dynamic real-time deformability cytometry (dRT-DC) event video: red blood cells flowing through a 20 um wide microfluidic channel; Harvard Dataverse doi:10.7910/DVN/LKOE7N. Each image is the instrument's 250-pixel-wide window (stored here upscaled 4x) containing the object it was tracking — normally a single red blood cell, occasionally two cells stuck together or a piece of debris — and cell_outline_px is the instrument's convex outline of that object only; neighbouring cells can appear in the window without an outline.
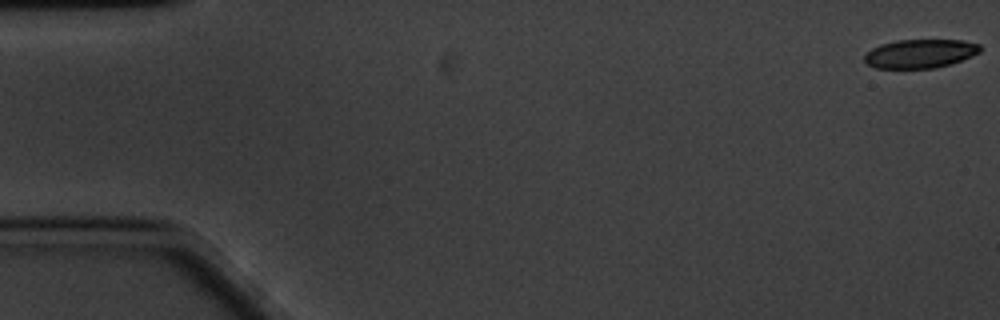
{"species": "common noctule bat (a hibernating species)", "species_latin": "Nyctalus noctula", "temperature_condition": "cold", "stored_images_in_passage": 60, "camera_frame_rate_fps": 3000, "um_per_image_px": 0.085, "animal": {"sex": "male", "body_mass_g": 20.1, "forearm_length_mm": 53.5}, "frame": {"image": 1, "passage_image": 1, "time_ms": 0.0, "image_size_px": [1000, 320], "cell_outline_px": [[980, 52], [972, 56], [936, 68], [876, 68], [868, 64], [864, 60], [864, 56], [872, 48], [880, 44], [896, 40], [964, 40], [980, 44]], "centroid_in_image_um": [78.21, 4.55], "position_along_channel_um": 6.8, "area_um2": 19.31}}
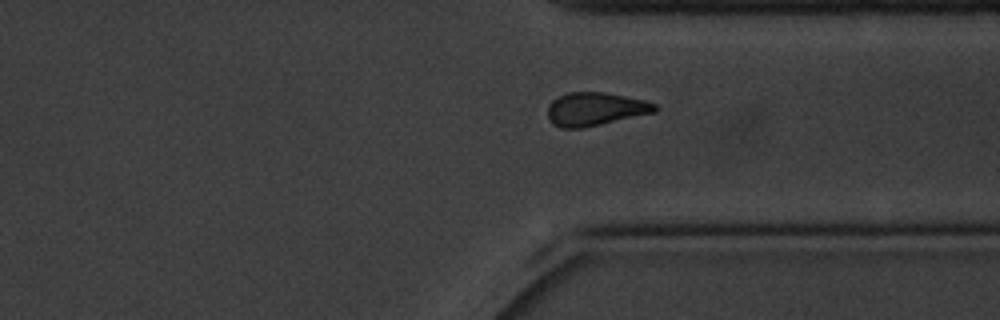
{"frame": {"image": 2, "passage_image": 45, "time_ms": 14.667, "image_size_px": [1000, 320], "cell_outline_px": [[660, 108], [656, 112], [584, 128], [560, 128], [552, 124], [548, 120], [548, 104], [552, 100], [568, 92], [604, 92], [644, 100], [656, 104]], "centroid_in_image_um": [50.59, 9.28], "position_along_channel_um": 360.8, "area_um2": 20.98}}
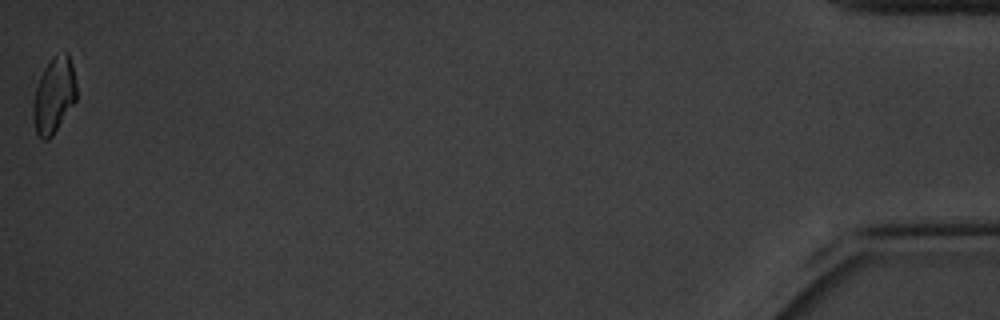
{"frame": {"image": 3, "passage_image": 60, "time_ms": 19.667, "image_size_px": [1000, 320], "cell_outline_px": [[76, 100], [52, 136], [48, 140], [40, 140], [36, 132], [32, 120], [32, 104], [36, 88], [40, 76], [44, 68], [52, 56], [56, 52], [68, 52], [72, 64], [76, 84]], "centroid_in_image_um": [4.57, 8.1], "position_along_channel_um": 430.6, "area_um2": 19.42}, "authors_computed_cell_mechanics": {"area_um2": 21.2126, "velocity_mm_per_s": 3.3355, "shape_relaxation_time_tau1_ms": 3.4311, "shape_relaxation_time_tau2_ms": null, "deformation_change_tau1": 0.0889, "deformation_change_tau2": null}}